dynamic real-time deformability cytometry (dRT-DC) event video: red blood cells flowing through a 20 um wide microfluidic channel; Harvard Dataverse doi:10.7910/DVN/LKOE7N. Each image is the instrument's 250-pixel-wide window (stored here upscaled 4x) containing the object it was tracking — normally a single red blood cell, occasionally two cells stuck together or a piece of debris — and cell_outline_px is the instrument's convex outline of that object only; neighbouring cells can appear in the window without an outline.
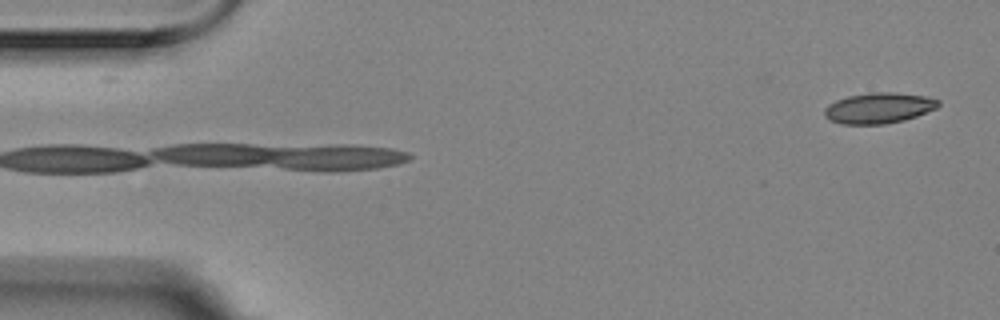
{"species": "Egyptian fruit bat (a non-hibernating species)", "species_latin": "Rousettus aegyptiacus", "temperature_condition": "room temperature", "stored_images_in_passage": 16, "camera_frame_rate_fps": 3000, "um_per_image_px": 0.085, "animal": {"sex": "female"}, "frame": {"image": 1, "passage_image": 16, "time_ms": 5.0, "image_size_px": [1000, 320], "cell_outline_px": [[940, 104], [936, 108], [916, 116], [904, 120], [884, 124], [840, 124], [828, 120], [824, 116], [824, 108], [828, 104], [836, 100], [848, 96], [872, 92], [896, 92], [924, 96], [940, 100]], "centroid_in_image_um": [74.66, 9.18], "position_along_channel_um": 10.3, "area_um2": 20.46}}